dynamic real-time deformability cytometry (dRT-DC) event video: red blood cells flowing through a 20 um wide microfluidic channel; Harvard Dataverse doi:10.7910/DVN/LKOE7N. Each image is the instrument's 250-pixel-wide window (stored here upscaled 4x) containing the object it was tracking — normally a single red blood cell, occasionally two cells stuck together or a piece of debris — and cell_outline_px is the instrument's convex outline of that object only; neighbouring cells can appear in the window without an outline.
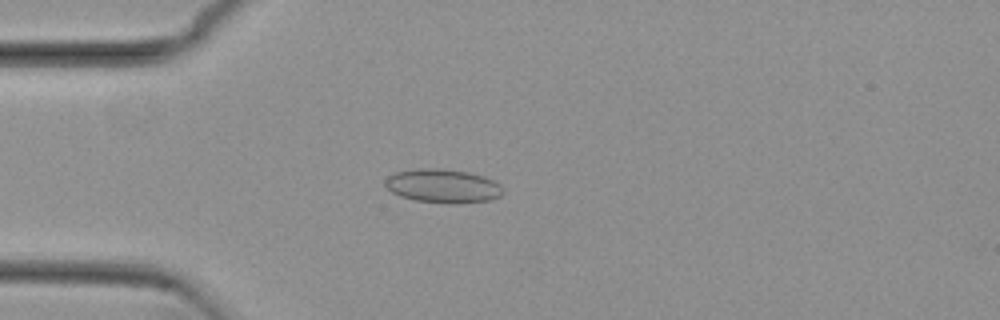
{"species": "common noctule bat (a hibernating species)", "species_latin": "Nyctalus noctula", "temperature_condition": "cold", "stored_images_in_passage": 33, "camera_frame_rate_fps": 3000, "um_per_image_px": 0.085, "animal": {"sex": "female", "body_mass_g": 29.2, "forearm_length_mm": 56.3}, "frame": {"image": 1, "passage_image": 1, "time_ms": 0.0, "image_size_px": [1000, 320], "cell_outline_px": [[504, 192], [500, 196], [488, 200], [456, 204], [444, 204], [416, 200], [400, 196], [392, 192], [384, 184], [384, 180], [388, 176], [396, 172], [420, 168], [440, 168], [468, 172], [484, 176], [500, 184], [504, 188]], "centroid_in_image_um": [37.65, 15.81], "position_along_channel_um": 47.3, "area_um2": 23.35}}
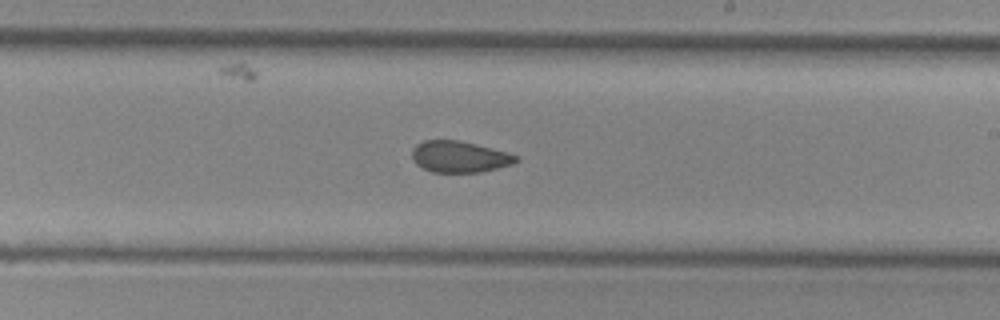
{"frame": {"image": 2, "passage_image": 18, "time_ms": 5.667, "image_size_px": [1000, 320], "cell_outline_px": [[520, 160], [512, 164], [480, 172], [432, 172], [416, 164], [412, 160], [412, 148], [416, 144], [424, 140], [460, 140], [508, 152], [520, 156]], "centroid_in_image_um": [39.06, 13.31], "position_along_channel_um": 249.9, "area_um2": 19.13}}
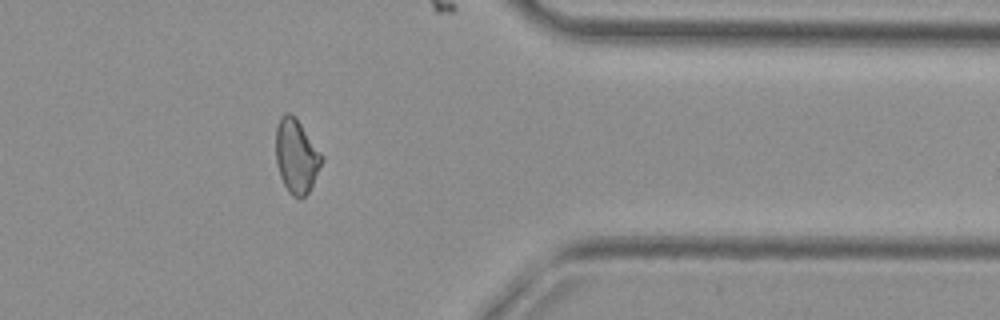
{"frame": {"image": 3, "passage_image": 30, "time_ms": 9.667, "image_size_px": [1000, 320], "cell_outline_px": [[324, 160], [308, 192], [300, 200], [292, 196], [288, 192], [280, 176], [276, 164], [276, 124], [280, 116], [284, 112], [292, 112], [324, 156]], "centroid_in_image_um": [25.18, 13.25], "position_along_channel_um": 386.2, "area_um2": 20.06}, "authors_computed_cell_mechanics": {"area_um2": 19.8254, "velocity_mm_per_s": 3.8313, "shape_relaxation_time_tau1_ms": null, "shape_relaxation_time_tau2_ms": 2.3772, "deformation_change_tau1": null, "deformation_change_tau2": 0.0705}}